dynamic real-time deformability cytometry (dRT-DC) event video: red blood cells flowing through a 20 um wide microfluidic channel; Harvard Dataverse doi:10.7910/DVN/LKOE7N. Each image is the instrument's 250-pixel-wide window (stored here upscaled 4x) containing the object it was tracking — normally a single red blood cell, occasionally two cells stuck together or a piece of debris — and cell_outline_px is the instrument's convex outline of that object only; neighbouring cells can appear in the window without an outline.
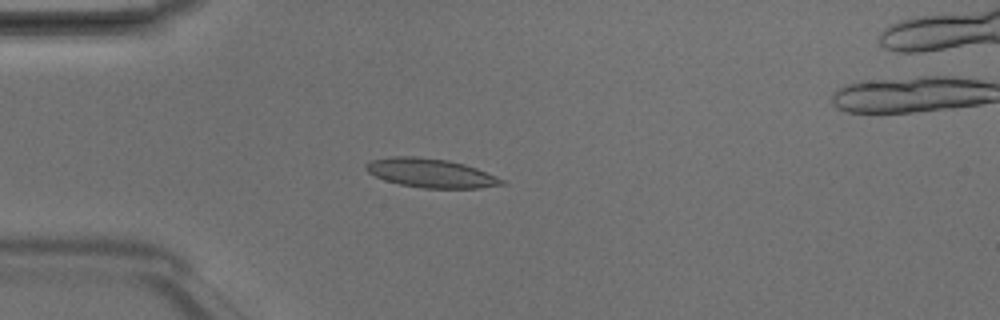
{"species": "Egyptian fruit bat (a non-hibernating species)", "species_latin": "Rousettus aegyptiacus", "temperature_condition": "room temperature", "stored_images_in_passage": 5, "camera_frame_rate_fps": 3000, "um_per_image_px": 0.085, "animal": {"sex": "male"}, "frame": {"image": 1, "passage_image": 3, "time_ms": 0.667, "image_size_px": [1000, 320], "cell_outline_px": [[508, 184], [480, 188], [424, 188], [400, 184], [384, 180], [368, 172], [364, 168], [364, 164], [372, 160], [392, 156], [416, 156], [448, 160], [464, 164], [476, 168], [496, 176], [504, 180]], "centroid_in_image_um": [36.62, 14.71], "position_along_channel_um": 48.4, "area_um2": 22.95}}